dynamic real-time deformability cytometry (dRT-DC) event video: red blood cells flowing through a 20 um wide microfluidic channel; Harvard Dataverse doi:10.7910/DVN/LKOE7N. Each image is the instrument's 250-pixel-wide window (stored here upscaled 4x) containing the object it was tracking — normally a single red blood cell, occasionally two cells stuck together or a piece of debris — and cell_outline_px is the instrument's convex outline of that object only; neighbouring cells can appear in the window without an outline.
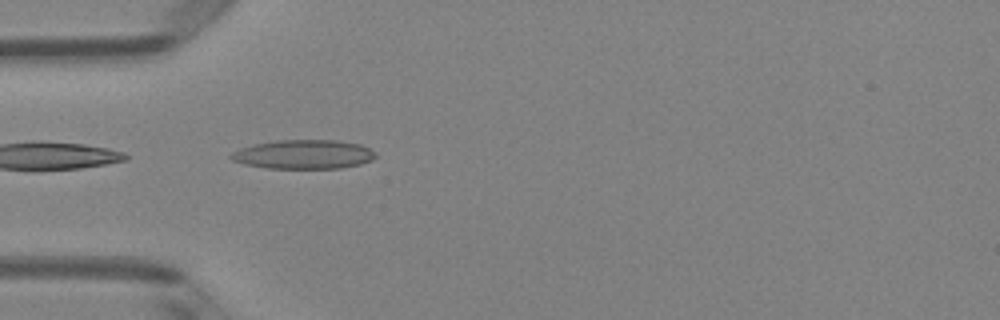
{"species": "Egyptian fruit bat (a non-hibernating species)", "species_latin": "Rousettus aegyptiacus", "temperature_condition": "room temperature", "stored_images_in_passage": 5, "camera_frame_rate_fps": 3000, "um_per_image_px": 0.085, "animal": {"sex": "female"}, "frame": {"image": 1, "passage_image": 5, "time_ms": 1.333, "image_size_px": [1000, 320], "cell_outline_px": [[376, 156], [372, 160], [360, 164], [340, 168], [268, 168], [244, 164], [232, 160], [228, 156], [232, 152], [240, 148], [252, 144], [276, 140], [336, 140], [360, 144], [376, 152]], "centroid_in_image_um": [25.79, 13.11], "position_along_channel_um": 59.2, "area_um2": 24.57}}